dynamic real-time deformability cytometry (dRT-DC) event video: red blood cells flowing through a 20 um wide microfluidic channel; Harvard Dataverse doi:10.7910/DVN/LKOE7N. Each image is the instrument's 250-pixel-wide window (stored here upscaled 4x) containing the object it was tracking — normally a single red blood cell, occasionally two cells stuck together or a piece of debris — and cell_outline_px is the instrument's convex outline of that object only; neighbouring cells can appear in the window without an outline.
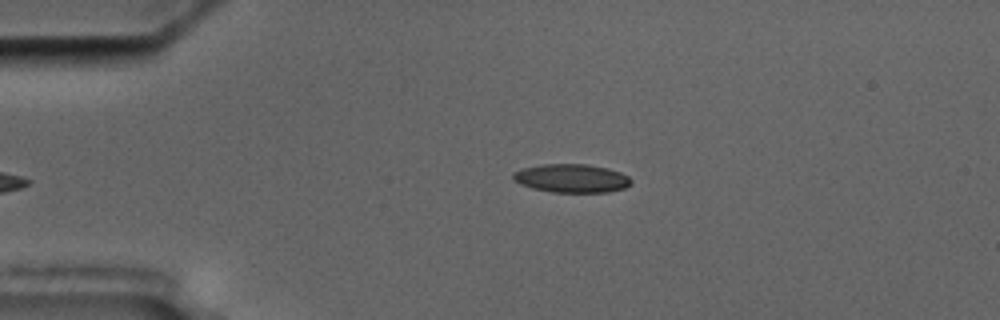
{"species": "common noctule bat (a hibernating species)", "species_latin": "Nyctalus noctula", "temperature_condition": "cold", "stored_images_in_passage": 5, "camera_frame_rate_fps": 3000, "um_per_image_px": 0.085, "animal": {"sex": "male", "body_mass_g": 17.5, "forearm_length_mm": 52.3}, "frame": {"image": 1, "passage_image": 5, "time_ms": 4.333, "image_size_px": [1000, 320], "cell_outline_px": [[632, 184], [624, 188], [608, 192], [552, 192], [532, 188], [520, 184], [512, 180], [512, 172], [524, 168], [544, 164], [588, 164], [608, 168], [620, 172], [628, 176], [632, 180]], "centroid_in_image_um": [48.59, 15.15], "position_along_channel_um": 36.4, "area_um2": 19.71}}